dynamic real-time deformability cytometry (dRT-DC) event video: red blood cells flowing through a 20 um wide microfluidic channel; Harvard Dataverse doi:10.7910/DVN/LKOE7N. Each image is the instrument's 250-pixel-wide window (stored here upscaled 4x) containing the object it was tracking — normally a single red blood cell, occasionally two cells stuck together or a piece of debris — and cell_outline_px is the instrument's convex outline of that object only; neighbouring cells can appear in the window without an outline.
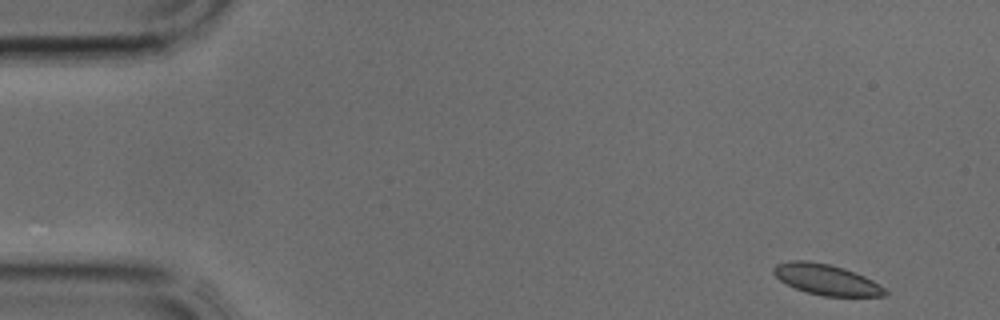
{"species": "common noctule bat (a hibernating species)", "species_latin": "Nyctalus noctula", "temperature_condition": "cold", "stored_images_in_passage": 38, "camera_frame_rate_fps": 3000, "um_per_image_px": 0.085, "animal": {"sex": "male", "body_mass_g": 17.9, "forearm_length_mm": 54.2}, "frame": {"image": 1, "passage_image": 1, "time_ms": 0.0, "image_size_px": [1000, 320], "cell_outline_px": [[888, 292], [884, 296], [824, 296], [808, 292], [796, 288], [780, 280], [772, 272], [772, 268], [776, 264], [792, 260], [808, 260], [828, 264], [844, 268], [856, 272], [872, 280], [884, 288]], "centroid_in_image_um": [70.23, 23.75], "position_along_channel_um": 14.8, "area_um2": 19.77}}
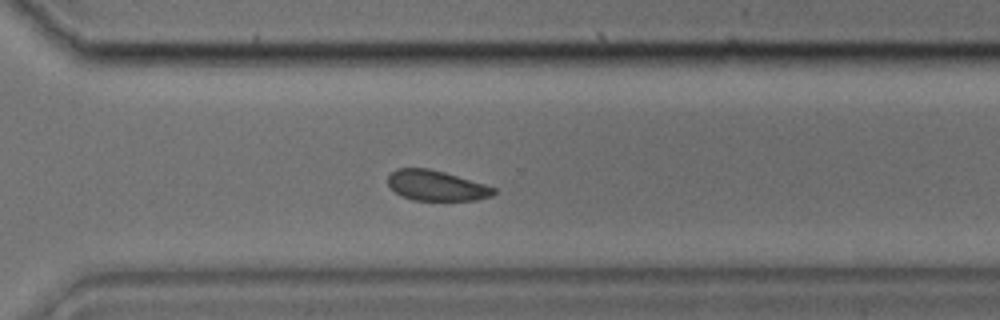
{"frame": {"image": 2, "passage_image": 26, "time_ms": 8.333, "image_size_px": [1000, 320], "cell_outline_px": [[496, 192], [492, 196], [476, 200], [412, 200], [400, 196], [388, 184], [388, 176], [396, 168], [428, 168], [444, 172], [484, 184], [496, 188]], "centroid_in_image_um": [37.08, 15.78], "position_along_channel_um": 333.5, "area_um2": 18.61}}
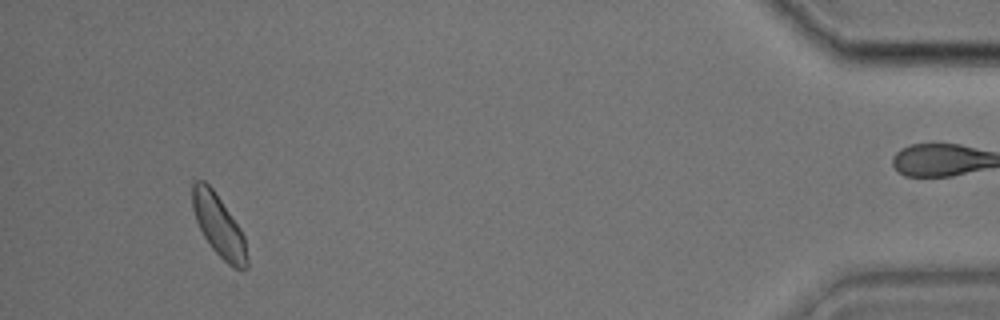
{"frame": {"image": 3, "passage_image": 35, "time_ms": 11.333, "image_size_px": [1000, 320], "cell_outline_px": [[248, 268], [232, 268], [212, 248], [204, 236], [196, 220], [192, 208], [192, 180], [204, 180], [212, 188], [240, 228], [244, 236], [248, 260]], "centroid_in_image_um": [18.58, 19.17], "position_along_channel_um": 416.6, "area_um2": 19.42}}